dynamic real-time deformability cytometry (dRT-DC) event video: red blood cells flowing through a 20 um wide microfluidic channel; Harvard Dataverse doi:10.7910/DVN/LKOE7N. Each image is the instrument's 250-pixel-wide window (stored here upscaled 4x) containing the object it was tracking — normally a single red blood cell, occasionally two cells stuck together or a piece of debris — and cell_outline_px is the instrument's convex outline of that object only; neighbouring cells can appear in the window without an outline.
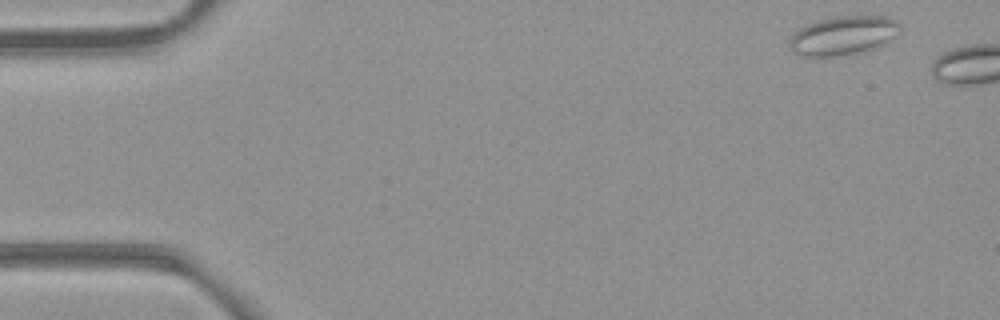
{"species": "common noctule bat (a hibernating species)", "species_latin": "Nyctalus noctula", "temperature_condition": "room temperature", "stored_images_in_passage": 2, "camera_frame_rate_fps": 3000, "um_per_image_px": 0.085, "animal": {"sex": "female", "body_mass_g": 21.9}, "frame": {"image": 1, "passage_image": 1, "time_ms": 0.0, "image_size_px": [1000, 320], "cell_outline_px": [[900, 32], [896, 36], [876, 48], [868, 52], [840, 56], [796, 56], [788, 48], [792, 36], [804, 24], [836, 16], [884, 16], [896, 20], [900, 24]], "centroid_in_image_um": [71.68, 3.04], "position_along_channel_um": 13.3, "area_um2": 25.49}}